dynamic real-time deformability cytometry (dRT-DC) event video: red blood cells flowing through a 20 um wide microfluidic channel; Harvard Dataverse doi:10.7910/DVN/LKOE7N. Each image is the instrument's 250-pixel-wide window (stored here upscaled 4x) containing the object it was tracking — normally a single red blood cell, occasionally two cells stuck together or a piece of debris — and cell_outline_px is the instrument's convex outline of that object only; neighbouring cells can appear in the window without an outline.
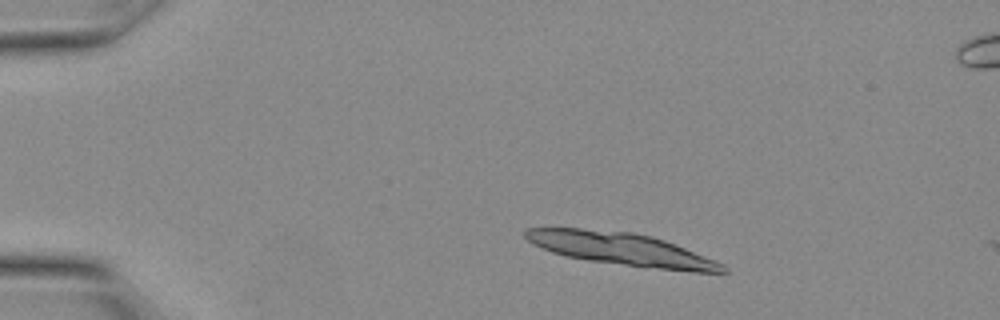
{"species": "Egyptian fruit bat (a non-hibernating species)", "species_latin": "Rousettus aegyptiacus", "temperature_condition": "warm", "stored_images_in_passage": 7, "camera_frame_rate_fps": 3000, "um_per_image_px": 0.085, "animal": {"sex": "female"}, "frame": {"image": 1, "passage_image": 1, "time_ms": 0.0, "image_size_px": [1000, 320], "cell_outline_px": [[728, 272], [692, 272], [644, 268], [588, 260], [568, 256], [552, 252], [528, 240], [524, 236], [524, 232], [528, 228], [580, 228], [632, 232], [652, 236], [664, 240], [724, 264], [728, 268]], "centroid_in_image_um": [52.87, 21.19], "position_along_channel_um": 32.1, "area_um2": 37.28}}